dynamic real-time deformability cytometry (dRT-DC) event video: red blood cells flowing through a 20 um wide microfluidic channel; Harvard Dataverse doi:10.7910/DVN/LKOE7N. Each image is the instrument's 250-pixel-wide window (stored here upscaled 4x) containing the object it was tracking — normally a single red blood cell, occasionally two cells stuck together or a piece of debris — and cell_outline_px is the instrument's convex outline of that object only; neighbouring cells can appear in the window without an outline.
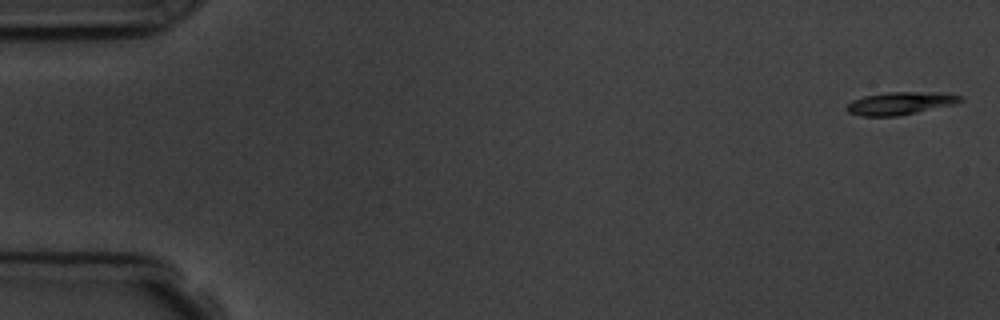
{"species": "common noctule bat (a hibernating species)", "species_latin": "Nyctalus noctula", "temperature_condition": "room temperature", "stored_images_in_passage": 4, "camera_frame_rate_fps": 3000, "um_per_image_px": 0.085, "animal": {"sex": "male", "body_mass_g": 19.5, "forearm_length_mm": 54.6}, "frame": {"image": 1, "passage_image": 1, "time_ms": 0.0, "image_size_px": [1000, 320], "cell_outline_px": [[964, 100], [956, 104], [896, 116], [860, 116], [848, 112], [844, 108], [852, 100], [864, 96], [888, 92], [948, 92], [964, 96]], "centroid_in_image_um": [76.57, 8.77], "position_along_channel_um": 8.4, "area_um2": 15.26}}